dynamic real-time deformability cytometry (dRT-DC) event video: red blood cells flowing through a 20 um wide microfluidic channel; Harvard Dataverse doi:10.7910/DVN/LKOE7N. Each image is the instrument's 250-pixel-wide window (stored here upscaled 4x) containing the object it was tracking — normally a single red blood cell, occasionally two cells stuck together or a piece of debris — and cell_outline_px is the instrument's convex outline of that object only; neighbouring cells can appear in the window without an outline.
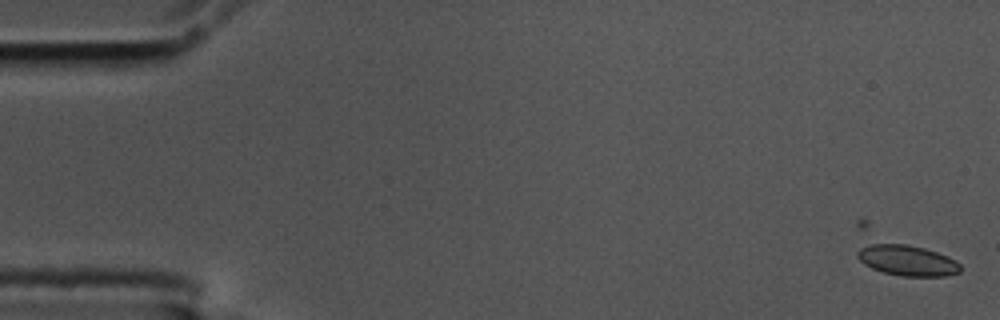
{"species": "common noctule bat (a hibernating species)", "species_latin": "Nyctalus noctula", "temperature_condition": "cold", "stored_images_in_passage": 35, "camera_frame_rate_fps": 3000, "um_per_image_px": 0.085, "animal": {"sex": "male", "body_mass_g": 17.5, "forearm_length_mm": 52.3}, "frame": {"image": 1, "passage_image": 1, "time_ms": 0.0, "image_size_px": [1000, 320], "cell_outline_px": [[960, 272], [944, 276], [900, 276], [884, 272], [872, 268], [864, 264], [856, 256], [856, 252], [860, 248], [872, 244], [908, 244], [924, 248], [948, 256], [956, 260], [960, 264]], "centroid_in_image_um": [77.12, 22.14], "position_along_channel_um": 7.9, "area_um2": 18.26}}
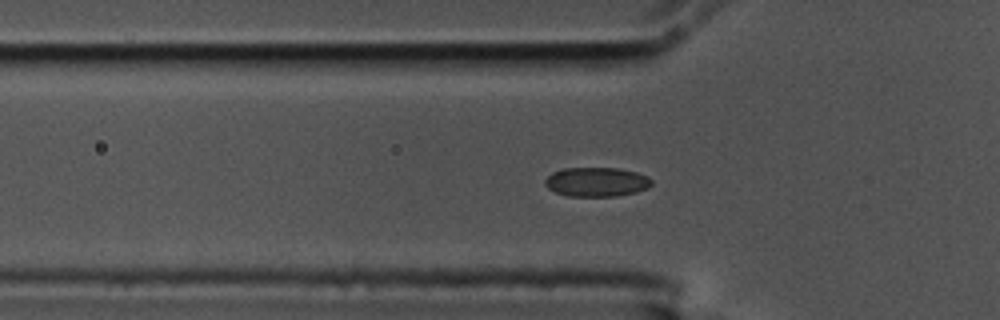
{"frame": {"image": 2, "passage_image": 18, "time_ms": 5.667, "image_size_px": [1000, 320], "cell_outline_px": [[652, 184], [648, 188], [636, 192], [616, 196], [568, 196], [556, 192], [548, 188], [544, 184], [544, 180], [552, 172], [564, 168], [616, 168], [636, 172], [648, 176], [652, 180]], "centroid_in_image_um": [50.71, 15.46], "position_along_channel_um": 75.1, "area_um2": 18.21}}
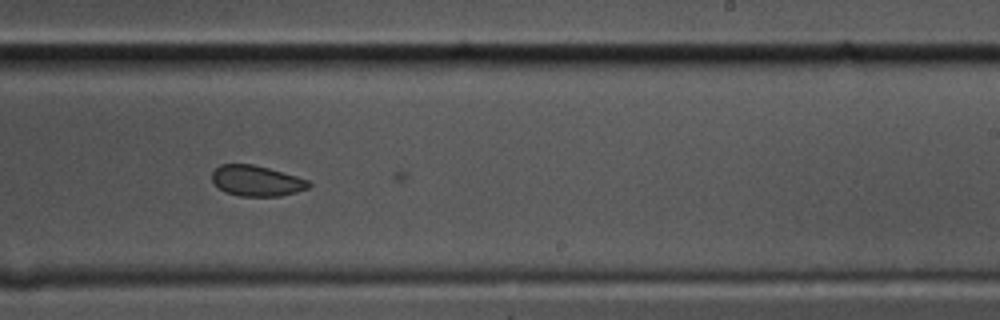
{"frame": {"image": 3, "passage_image": 34, "time_ms": 11.0, "image_size_px": [1000, 320], "cell_outline_px": [[312, 184], [308, 188], [296, 192], [280, 196], [240, 196], [224, 192], [212, 180], [212, 172], [220, 164], [252, 164], [268, 168], [296, 176], [308, 180]], "centroid_in_image_um": [21.8, 15.37], "position_along_channel_um": 267.2, "area_um2": 17.17}}